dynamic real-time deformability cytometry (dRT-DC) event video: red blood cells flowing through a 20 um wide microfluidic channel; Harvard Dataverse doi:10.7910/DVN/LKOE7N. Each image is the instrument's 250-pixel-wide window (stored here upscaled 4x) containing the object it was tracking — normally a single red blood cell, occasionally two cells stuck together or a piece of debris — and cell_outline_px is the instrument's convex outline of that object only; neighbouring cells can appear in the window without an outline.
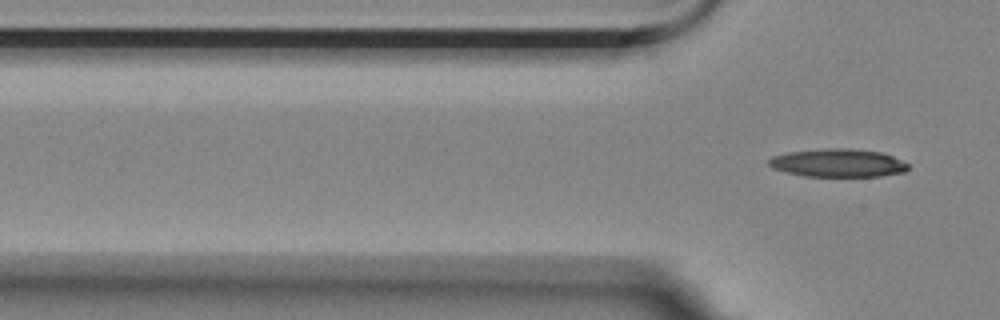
{"species": "Egyptian fruit bat (a non-hibernating species)", "species_latin": "Rousettus aegyptiacus", "temperature_condition": "room temperature", "stored_images_in_passage": 3, "camera_frame_rate_fps": 3000, "um_per_image_px": 0.085, "animal": {"sex": "female"}, "frame": {"image": 1, "passage_image": 3, "time_ms": 5.667, "image_size_px": [1000, 320], "cell_outline_px": [[908, 168], [904, 172], [880, 176], [804, 176], [772, 168], [768, 164], [768, 160], [772, 156], [788, 152], [824, 148], [848, 148], [880, 152], [892, 156], [908, 164]], "centroid_in_image_um": [71.2, 13.84], "position_along_channel_um": 54.6, "area_um2": 22.72}}